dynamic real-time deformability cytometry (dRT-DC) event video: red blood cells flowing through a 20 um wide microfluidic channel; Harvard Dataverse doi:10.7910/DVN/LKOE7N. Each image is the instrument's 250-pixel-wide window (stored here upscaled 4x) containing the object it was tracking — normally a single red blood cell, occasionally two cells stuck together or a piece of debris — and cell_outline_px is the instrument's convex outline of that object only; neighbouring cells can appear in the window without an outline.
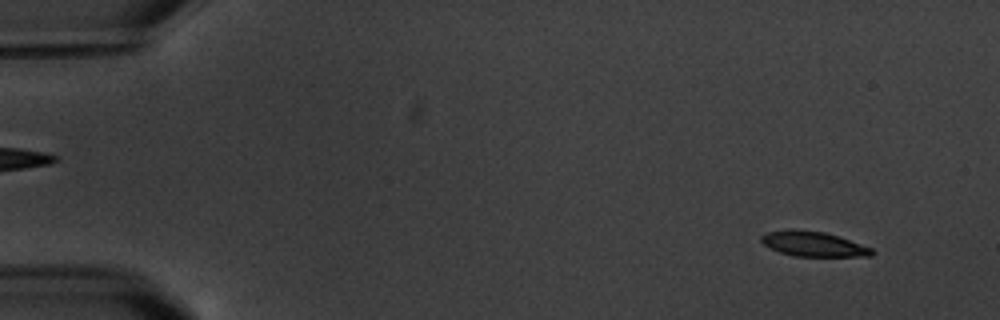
{"species": "common noctule bat (a hibernating species)", "species_latin": "Nyctalus noctula", "temperature_condition": "warm", "stored_images_in_passage": 4, "camera_frame_rate_fps": 3000, "um_per_image_px": 0.085, "animal": {"sex": "male", "body_mass_g": 20.1, "forearm_length_mm": 53.5}, "frame": {"image": 1, "passage_image": 1, "time_ms": 0.0, "image_size_px": [1000, 320], "cell_outline_px": [[876, 252], [872, 256], [792, 256], [780, 252], [764, 244], [760, 240], [760, 236], [768, 232], [792, 228], [824, 232], [840, 236], [872, 248]], "centroid_in_image_um": [69.15, 20.73], "position_along_channel_um": 15.8, "area_um2": 16.18}}
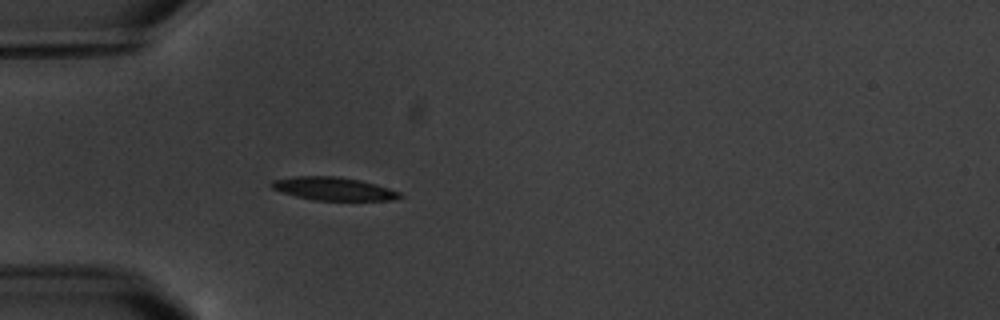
{"frame": {"image": 2, "passage_image": 4, "time_ms": 4.333, "image_size_px": [1000, 320], "cell_outline_px": [[404, 196], [392, 200], [312, 200], [280, 192], [272, 188], [268, 184], [272, 180], [296, 176], [336, 176], [360, 180], [376, 184], [400, 192]], "centroid_in_image_um": [28.31, 16.04], "position_along_channel_um": 56.7, "area_um2": 17.34}}